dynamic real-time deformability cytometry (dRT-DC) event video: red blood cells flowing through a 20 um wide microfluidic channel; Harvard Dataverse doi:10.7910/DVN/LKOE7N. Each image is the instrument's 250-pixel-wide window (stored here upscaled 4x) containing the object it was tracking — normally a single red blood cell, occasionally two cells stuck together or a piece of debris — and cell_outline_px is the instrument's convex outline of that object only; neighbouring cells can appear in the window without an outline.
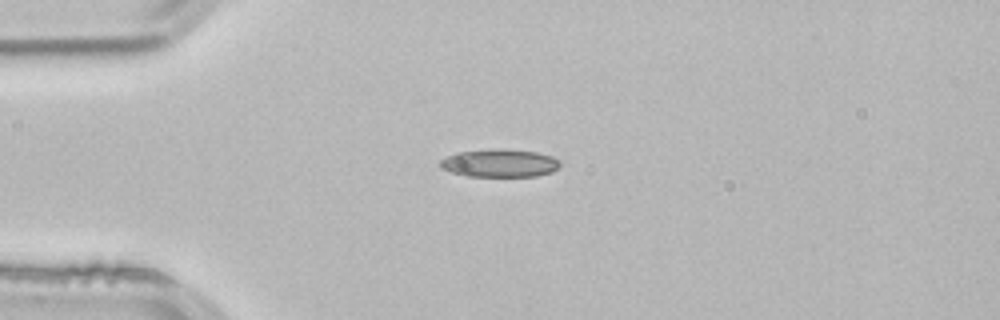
{"species": "common noctule bat (a hibernating species)", "species_latin": "Nyctalus noctula", "temperature_condition": "room temperature", "stored_images_in_passage": 3, "camera_frame_rate_fps": 3000, "um_per_image_px": 0.085, "animal": {"sex": "male", "body_mass_g": 21.5, "forearm_length_mm": 52.0}, "frame": {"image": 1, "passage_image": 2, "time_ms": 0.333, "image_size_px": [1000, 320], "cell_outline_px": [[560, 164], [552, 172], [536, 176], [464, 176], [440, 168], [440, 160], [456, 152], [536, 152], [552, 156], [560, 160]], "centroid_in_image_um": [42.47, 13.93], "position_along_channel_um": 42.5, "area_um2": 18.38}}